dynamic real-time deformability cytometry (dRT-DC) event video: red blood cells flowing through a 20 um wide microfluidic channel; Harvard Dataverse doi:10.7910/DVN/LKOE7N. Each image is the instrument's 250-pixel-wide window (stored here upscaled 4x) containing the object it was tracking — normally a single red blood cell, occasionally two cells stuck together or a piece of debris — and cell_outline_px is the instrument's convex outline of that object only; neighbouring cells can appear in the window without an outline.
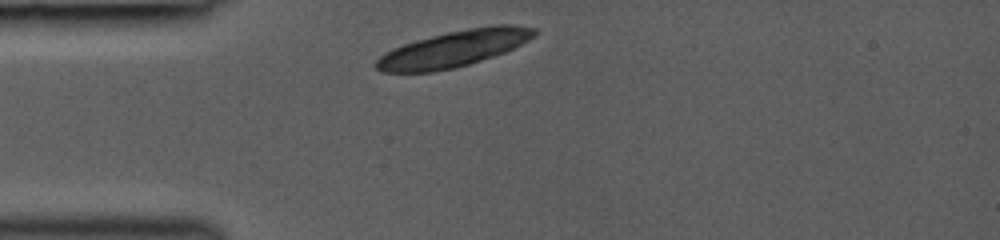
{"species": "common noctule bat (a hibernating species)", "species_latin": "Nyctalus noctula", "temperature_condition": "room temperature", "stored_images_in_passage": 3, "camera_frame_rate_fps": 3000, "um_per_image_px": 0.085, "animal": {"sex": "female", "body_mass_g": 19.0, "forearm_length_mm": 53.3}, "frame": {"image": 1, "passage_image": 1, "time_ms": 0.0, "image_size_px": [1000, 240], "cell_outline_px": [[540, 32], [536, 36], [504, 52], [456, 68], [432, 72], [380, 72], [376, 68], [376, 60], [384, 52], [392, 48], [416, 40], [448, 32], [468, 28], [492, 24], [512, 24], [536, 28]], "centroid_in_image_um": [38.6, 4.13], "position_along_channel_um": 46.4, "area_um2": 33.41}}